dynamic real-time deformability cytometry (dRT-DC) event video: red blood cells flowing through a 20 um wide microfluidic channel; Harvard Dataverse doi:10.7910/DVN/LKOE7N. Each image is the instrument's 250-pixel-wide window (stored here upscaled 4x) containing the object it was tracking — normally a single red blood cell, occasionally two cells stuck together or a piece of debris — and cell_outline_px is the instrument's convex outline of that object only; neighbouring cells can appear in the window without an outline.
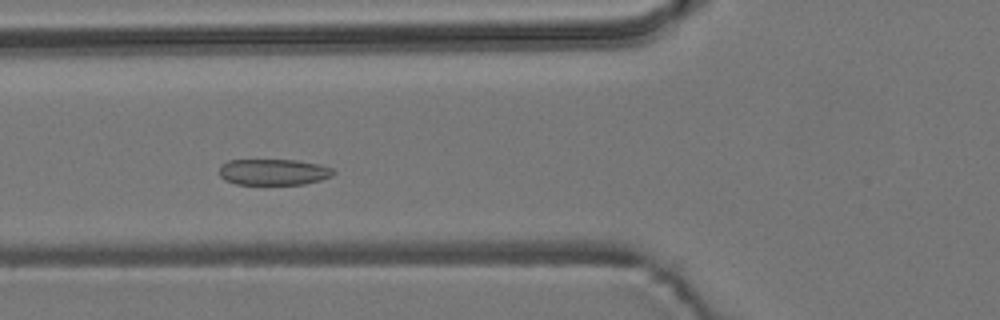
{"species": "common noctule bat (a hibernating species)", "species_latin": "Nyctalus noctula", "temperature_condition": "room temperature", "stored_images_in_passage": 5, "camera_frame_rate_fps": 3000, "um_per_image_px": 0.085, "animal": {"sex": "male", "body_mass_g": 19.2, "forearm_length_mm": 51.8}, "frame": {"image": 1, "passage_image": 5, "time_ms": 4.667, "image_size_px": [1000, 320], "cell_outline_px": [[336, 172], [332, 176], [320, 180], [304, 184], [236, 184], [224, 180], [220, 176], [220, 164], [228, 160], [296, 160], [320, 164], [332, 168]], "centroid_in_image_um": [23.25, 14.62], "position_along_channel_um": 102.6, "area_um2": 17.46}}